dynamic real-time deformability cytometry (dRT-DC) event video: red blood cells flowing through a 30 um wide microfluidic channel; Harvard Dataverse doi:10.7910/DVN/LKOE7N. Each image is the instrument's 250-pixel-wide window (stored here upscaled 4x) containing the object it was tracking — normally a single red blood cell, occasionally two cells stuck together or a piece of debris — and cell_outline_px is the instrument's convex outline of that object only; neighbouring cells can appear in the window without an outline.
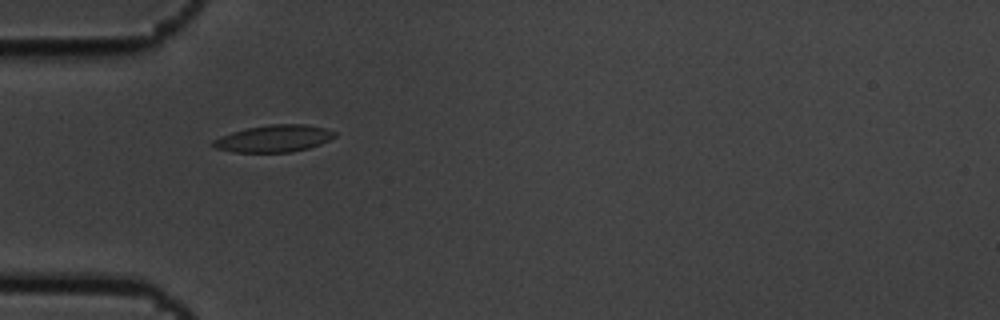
{"species": "common noctule bat (a hibernating species)", "species_latin": "Nyctalus noctula", "temperature_condition": "cold", "stored_images_in_passage": 3, "camera_frame_rate_fps": 3000, "um_per_image_px": 0.085, "animal": {"sex": "male", "body_mass_g": 19.5, "forearm_length_mm": 54.6}, "frame": {"image": 1, "passage_image": 2, "time_ms": 0.333, "image_size_px": [1000, 320], "cell_outline_px": [[336, 136], [320, 144], [308, 148], [292, 152], [232, 152], [212, 148], [208, 144], [212, 140], [220, 136], [232, 132], [248, 128], [268, 124], [308, 124], [324, 128], [336, 132]], "centroid_in_image_um": [23.22, 11.78], "position_along_channel_um": 61.8, "area_um2": 19.36}}
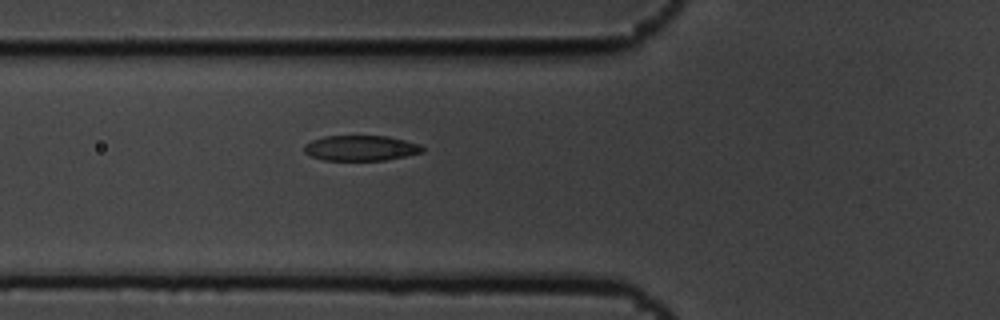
{"frame": {"image": 2, "passage_image": 3, "time_ms": 0.667, "image_size_px": [1000, 320], "cell_outline_px": [[424, 152], [384, 160], [324, 160], [308, 156], [304, 152], [304, 144], [312, 140], [324, 136], [388, 136], [420, 144], [424, 148]], "centroid_in_image_um": [30.63, 12.58], "position_along_channel_um": 95.2, "area_um2": 17.51}}